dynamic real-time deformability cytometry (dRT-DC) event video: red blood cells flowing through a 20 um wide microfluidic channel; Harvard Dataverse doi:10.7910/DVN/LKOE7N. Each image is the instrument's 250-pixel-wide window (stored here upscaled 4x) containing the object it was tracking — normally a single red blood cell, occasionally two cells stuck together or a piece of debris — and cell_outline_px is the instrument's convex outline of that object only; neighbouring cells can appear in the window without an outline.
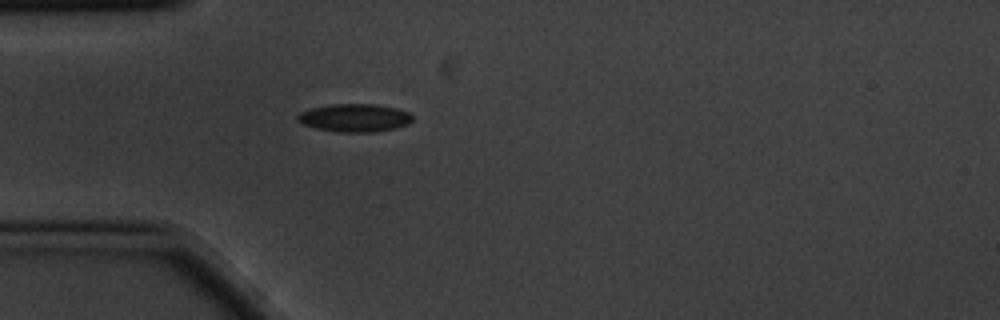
{"species": "common noctule bat (a hibernating species)", "species_latin": "Nyctalus noctula", "temperature_condition": "cold", "stored_images_in_passage": 4, "camera_frame_rate_fps": 3000, "um_per_image_px": 0.085, "animal": {"sex": "male", "body_mass_g": 20.1, "forearm_length_mm": 53.5}, "frame": {"image": 1, "passage_image": 4, "time_ms": 1.0, "image_size_px": [1000, 320], "cell_outline_px": [[412, 120], [408, 124], [396, 128], [372, 132], [336, 132], [316, 128], [304, 124], [296, 120], [296, 116], [300, 112], [312, 108], [332, 104], [376, 104], [396, 108], [408, 112], [412, 116]], "centroid_in_image_um": [30.14, 10.01], "position_along_channel_um": 54.9, "area_um2": 18.73}}